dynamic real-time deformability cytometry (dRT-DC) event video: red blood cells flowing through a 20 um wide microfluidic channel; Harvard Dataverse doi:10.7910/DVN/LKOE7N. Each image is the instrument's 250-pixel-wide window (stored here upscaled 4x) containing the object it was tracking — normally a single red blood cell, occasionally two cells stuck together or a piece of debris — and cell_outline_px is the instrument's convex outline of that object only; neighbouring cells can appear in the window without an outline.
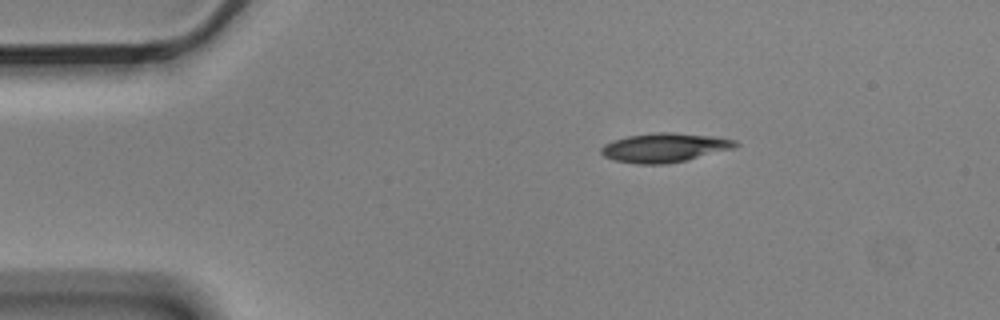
{"species": "Egyptian fruit bat (a non-hibernating species)", "species_latin": "Rousettus aegyptiacus", "temperature_condition": "cold", "stored_images_in_passage": 4, "camera_frame_rate_fps": 3000, "um_per_image_px": 0.085, "animal": {"sex": "male"}, "frame": {"image": 1, "passage_image": 1, "time_ms": 0.0, "image_size_px": [1000, 320], "cell_outline_px": [[740, 144], [736, 148], [688, 160], [668, 164], [636, 164], [612, 160], [604, 156], [600, 152], [600, 148], [604, 144], [612, 140], [628, 136], [660, 132], [672, 132], [712, 136], [736, 140]], "centroid_in_image_um": [56.5, 12.56], "position_along_channel_um": 28.5, "area_um2": 23.06}}
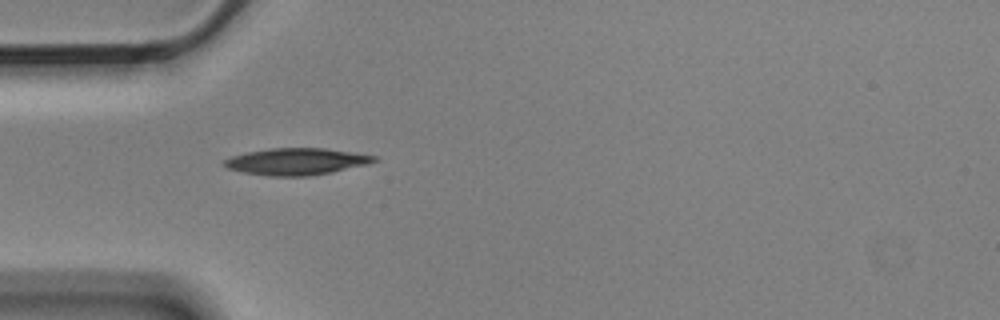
{"frame": {"image": 2, "passage_image": 3, "time_ms": 0.667, "image_size_px": [1000, 320], "cell_outline_px": [[376, 160], [364, 164], [332, 172], [308, 176], [268, 176], [244, 172], [228, 168], [220, 164], [224, 160], [232, 156], [248, 152], [272, 148], [324, 148], [376, 156]], "centroid_in_image_um": [25.12, 13.73], "position_along_channel_um": 59.9, "area_um2": 23.0}}
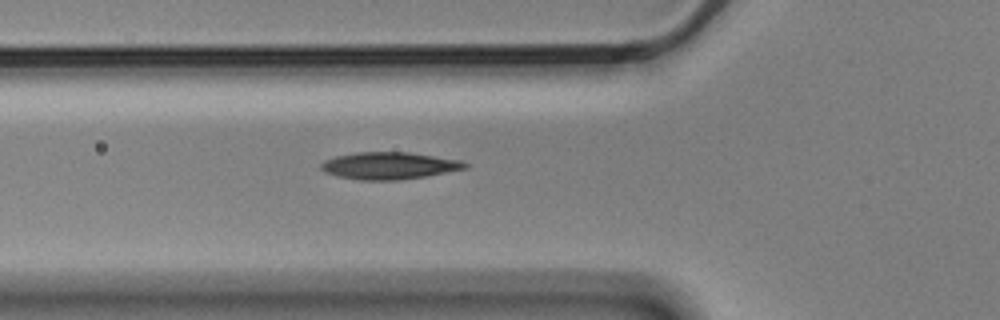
{"frame": {"image": 3, "passage_image": 4, "time_ms": 1.0, "image_size_px": [1000, 320], "cell_outline_px": [[468, 168], [424, 176], [396, 180], [360, 180], [336, 176], [324, 172], [320, 168], [320, 164], [324, 160], [336, 156], [356, 152], [408, 152], [460, 160], [468, 164]], "centroid_in_image_um": [33.03, 14.08], "position_along_channel_um": 92.8, "area_um2": 22.66}}